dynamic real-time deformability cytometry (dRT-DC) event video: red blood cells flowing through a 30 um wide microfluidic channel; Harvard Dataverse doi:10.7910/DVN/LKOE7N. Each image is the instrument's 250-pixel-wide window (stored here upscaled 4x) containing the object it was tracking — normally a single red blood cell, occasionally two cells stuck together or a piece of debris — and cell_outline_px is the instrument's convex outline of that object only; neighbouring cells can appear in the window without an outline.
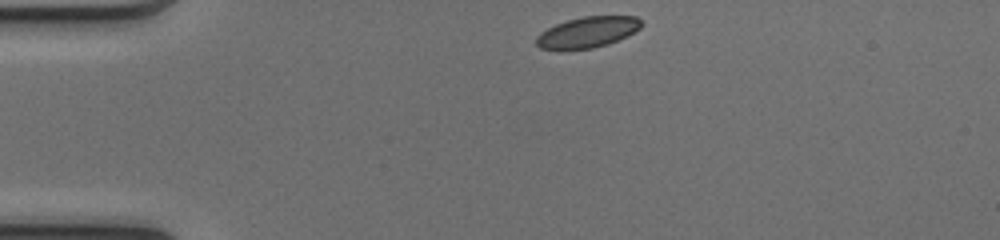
{"species": "common noctule bat (a hibernating species)", "species_latin": "Nyctalus noctula", "temperature_condition": "cold", "stored_images_in_passage": 41, "camera_frame_rate_fps": 3000, "um_per_image_px": 0.085, "animal": {"sex": "female", "body_mass_g": 17.0, "forearm_length_mm": 48.0}, "frame": {"image": 1, "passage_image": 1, "time_ms": 0.0, "image_size_px": [1000, 240], "cell_outline_px": [[644, 24], [640, 28], [628, 36], [608, 44], [592, 48], [540, 48], [536, 44], [536, 36], [540, 32], [556, 24], [568, 20], [584, 16], [636, 16]], "centroid_in_image_um": [49.99, 2.71], "position_along_channel_um": 35.0, "area_um2": 18.61}}
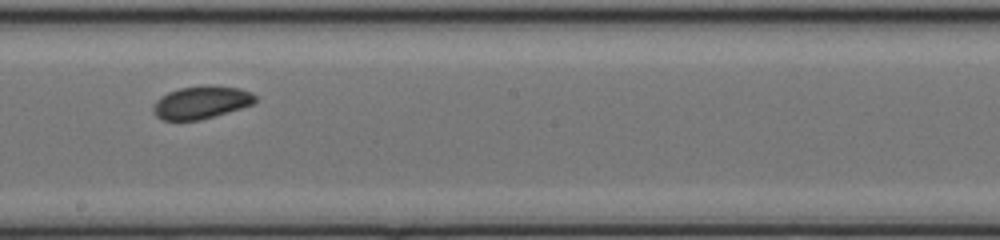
{"frame": {"image": 2, "passage_image": 19, "time_ms": 6.0, "image_size_px": [1000, 240], "cell_outline_px": [[256, 100], [252, 104], [240, 108], [200, 120], [164, 120], [156, 116], [152, 112], [152, 108], [156, 100], [160, 96], [168, 92], [180, 88], [204, 84], [212, 84], [240, 88], [252, 92], [256, 96]], "centroid_in_image_um": [17.09, 8.68], "position_along_channel_um": 231.1, "area_um2": 19.65}}
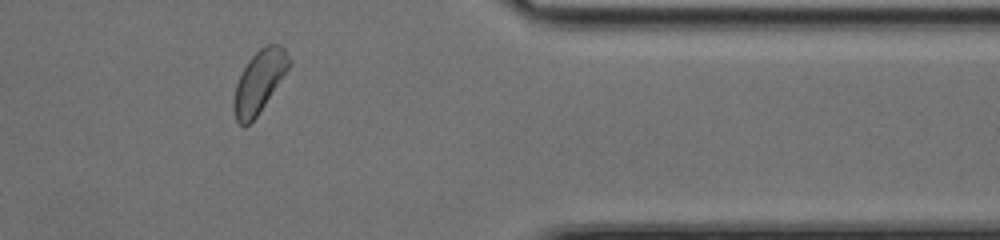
{"frame": {"image": 3, "passage_image": 32, "time_ms": 10.333, "image_size_px": [1000, 240], "cell_outline_px": [[292, 64], [256, 116], [244, 128], [236, 120], [232, 104], [232, 100], [236, 84], [248, 60], [260, 48], [268, 44], [280, 44], [284, 48], [292, 60]], "centroid_in_image_um": [22.04, 6.92], "position_along_channel_um": 389.4, "area_um2": 19.88}, "authors_computed_cell_mechanics": {"area_um2": 19.7676, "velocity_mm_per_s": 4.0749, "shape_relaxation_time_tau1_ms": 1.4755, "shape_relaxation_time_tau2_ms": 3.3967, "deformation_change_tau1": 0.062, "deformation_change_tau2": 0.062}}